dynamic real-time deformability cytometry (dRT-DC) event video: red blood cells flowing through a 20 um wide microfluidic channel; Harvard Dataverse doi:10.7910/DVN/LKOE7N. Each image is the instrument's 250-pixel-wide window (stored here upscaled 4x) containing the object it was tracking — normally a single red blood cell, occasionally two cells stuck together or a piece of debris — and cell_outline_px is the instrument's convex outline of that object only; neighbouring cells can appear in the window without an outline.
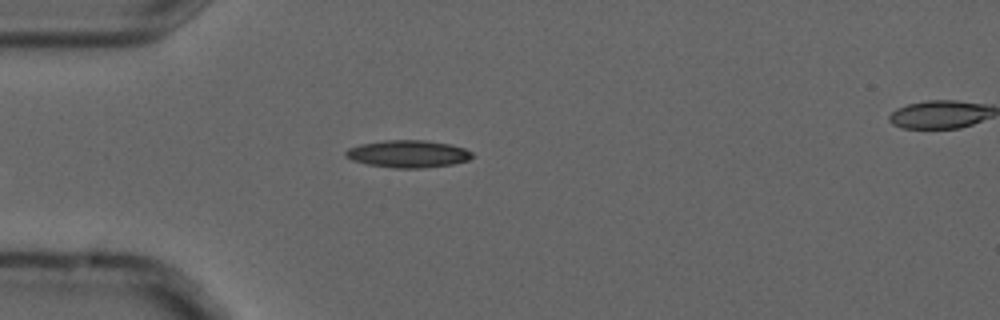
{"species": "common noctule bat (a hibernating species)", "species_latin": "Nyctalus noctula", "temperature_condition": "cold", "stored_images_in_passage": 2, "segment_of_instrument_passage": [1, 2], "camera_frame_rate_fps": 3000, "um_per_image_px": 0.085, "animal": {"sex": "male", "forearm_length_mm": 52.5}, "frame": {"image": 1, "passage_image": 1, "time_ms": 0.0, "image_size_px": [1000, 320], "cell_outline_px": [[476, 156], [468, 160], [452, 164], [424, 168], [396, 168], [368, 164], [352, 160], [344, 156], [344, 152], [348, 148], [360, 144], [384, 140], [428, 140], [452, 144], [464, 148], [472, 152]], "centroid_in_image_um": [34.71, 13.07], "position_along_channel_um": 50.3, "area_um2": 20.35}}